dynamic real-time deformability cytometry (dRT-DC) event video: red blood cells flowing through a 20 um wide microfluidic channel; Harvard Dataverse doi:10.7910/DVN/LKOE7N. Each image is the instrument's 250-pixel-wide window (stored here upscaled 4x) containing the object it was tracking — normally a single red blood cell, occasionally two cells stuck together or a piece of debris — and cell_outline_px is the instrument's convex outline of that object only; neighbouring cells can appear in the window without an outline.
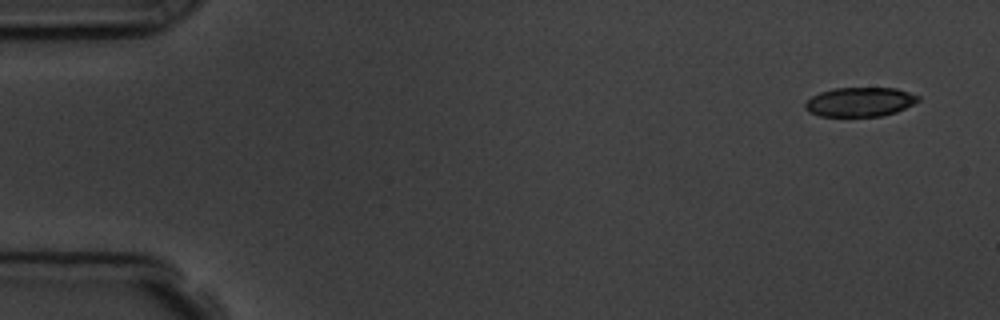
{"species": "common noctule bat (a hibernating species)", "species_latin": "Nyctalus noctula", "temperature_condition": "room temperature", "stored_images_in_passage": 6, "camera_frame_rate_fps": 3000, "um_per_image_px": 0.085, "animal": {"sex": "male", "body_mass_g": 19.5, "forearm_length_mm": 54.6}, "frame": {"image": 1, "passage_image": 1, "time_ms": 0.0, "image_size_px": [1000, 320], "cell_outline_px": [[920, 100], [896, 112], [880, 116], [820, 116], [808, 112], [804, 108], [804, 104], [812, 96], [820, 92], [832, 88], [896, 88], [920, 96]], "centroid_in_image_um": [73.07, 8.66], "position_along_channel_um": 11.9, "area_um2": 19.25}}
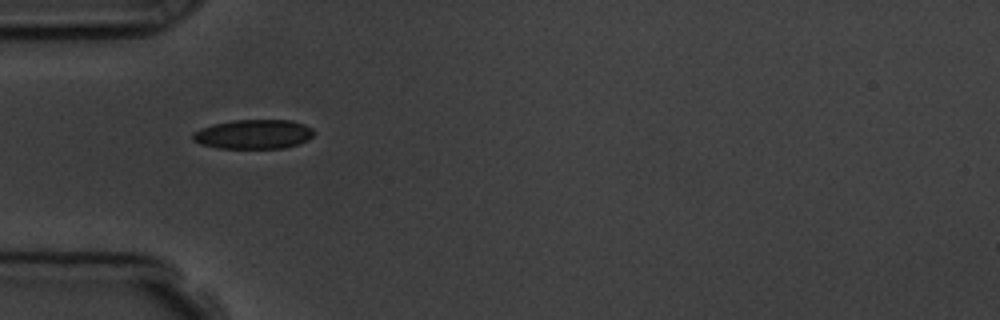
{"frame": {"image": 2, "passage_image": 5, "time_ms": 4.667, "image_size_px": [1000, 320], "cell_outline_px": [[316, 132], [308, 140], [300, 144], [284, 148], [216, 148], [200, 144], [192, 140], [192, 132], [200, 128], [212, 124], [232, 120], [292, 120], [304, 124], [312, 128]], "centroid_in_image_um": [21.55, 11.41], "position_along_channel_um": 63.5, "area_um2": 21.04}}
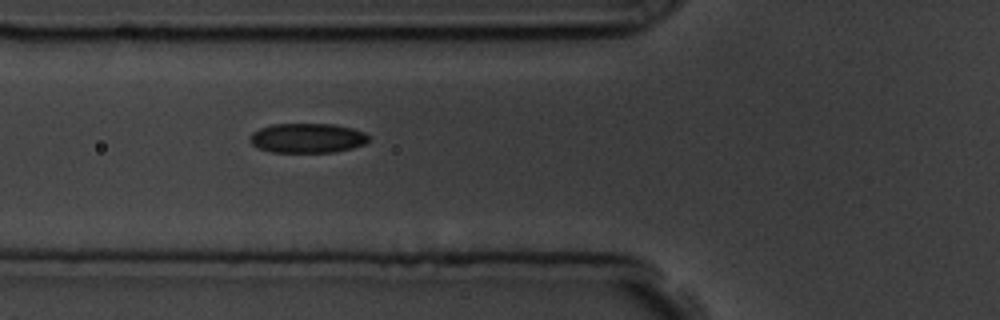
{"frame": {"image": 3, "passage_image": 6, "time_ms": 5.667, "image_size_px": [1000, 320], "cell_outline_px": [[368, 140], [364, 144], [352, 148], [332, 152], [272, 152], [260, 148], [252, 144], [248, 140], [248, 136], [252, 132], [260, 128], [272, 124], [332, 124], [352, 128], [364, 132], [368, 136]], "centroid_in_image_um": [26.09, 11.73], "position_along_channel_um": 99.7, "area_um2": 20.46}}